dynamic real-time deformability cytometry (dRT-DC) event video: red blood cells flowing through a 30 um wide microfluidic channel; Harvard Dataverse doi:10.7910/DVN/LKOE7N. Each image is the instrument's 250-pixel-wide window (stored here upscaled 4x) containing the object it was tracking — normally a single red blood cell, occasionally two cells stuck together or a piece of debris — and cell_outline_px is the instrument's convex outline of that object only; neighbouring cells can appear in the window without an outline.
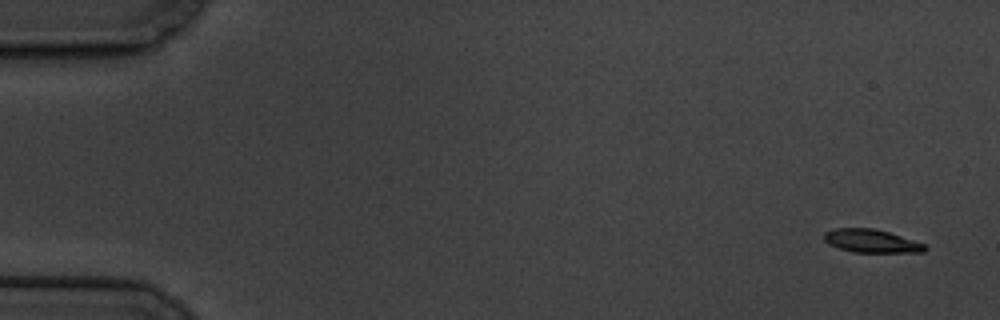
{"species": "common noctule bat (a hibernating species)", "species_latin": "Nyctalus noctula", "temperature_condition": "cold", "stored_images_in_passage": 8, "camera_frame_rate_fps": 3000, "um_per_image_px": 0.085, "animal": {"sex": "male", "body_mass_g": 19.5, "forearm_length_mm": 54.6}, "frame": {"image": 1, "passage_image": 1, "time_ms": 0.0, "image_size_px": [1000, 320], "cell_outline_px": [[928, 248], [924, 252], [852, 252], [828, 244], [824, 240], [824, 232], [836, 228], [872, 228], [888, 232], [924, 244]], "centroid_in_image_um": [74.03, 20.48], "position_along_channel_um": 11.0, "area_um2": 13.47}}
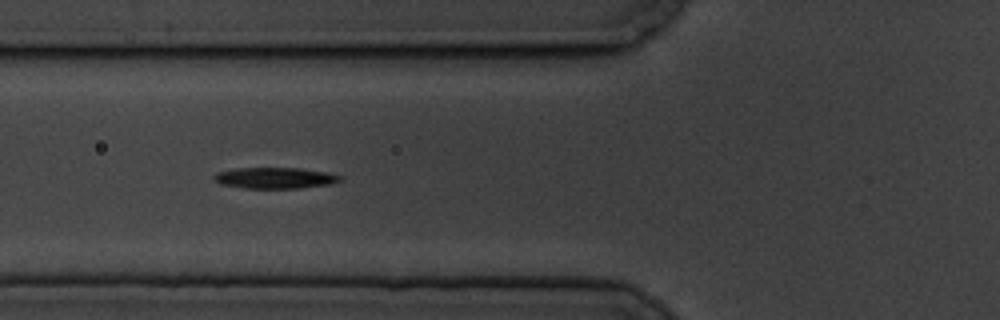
{"frame": {"image": 2, "passage_image": 6, "time_ms": 6.667, "image_size_px": [1000, 320], "cell_outline_px": [[344, 180], [328, 184], [300, 188], [244, 188], [220, 184], [212, 176], [220, 172], [236, 168], [300, 168], [328, 172], [340, 176]], "centroid_in_image_um": [23.4, 15.12], "position_along_channel_um": 102.4, "area_um2": 15.37}}
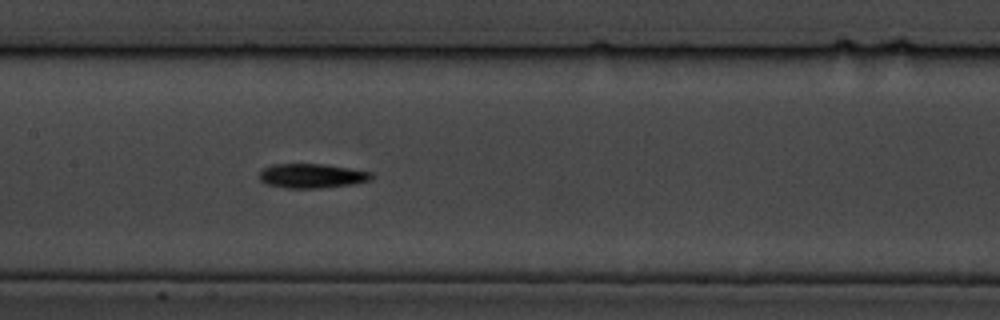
{"frame": {"image": 3, "passage_image": 8, "time_ms": 9.0, "image_size_px": [1000, 320], "cell_outline_px": [[372, 180], [352, 184], [320, 188], [284, 188], [264, 184], [260, 180], [260, 172], [264, 168], [272, 164], [324, 164], [372, 172]], "centroid_in_image_um": [26.48, 14.95], "position_along_channel_um": 180.9, "area_um2": 15.95}}